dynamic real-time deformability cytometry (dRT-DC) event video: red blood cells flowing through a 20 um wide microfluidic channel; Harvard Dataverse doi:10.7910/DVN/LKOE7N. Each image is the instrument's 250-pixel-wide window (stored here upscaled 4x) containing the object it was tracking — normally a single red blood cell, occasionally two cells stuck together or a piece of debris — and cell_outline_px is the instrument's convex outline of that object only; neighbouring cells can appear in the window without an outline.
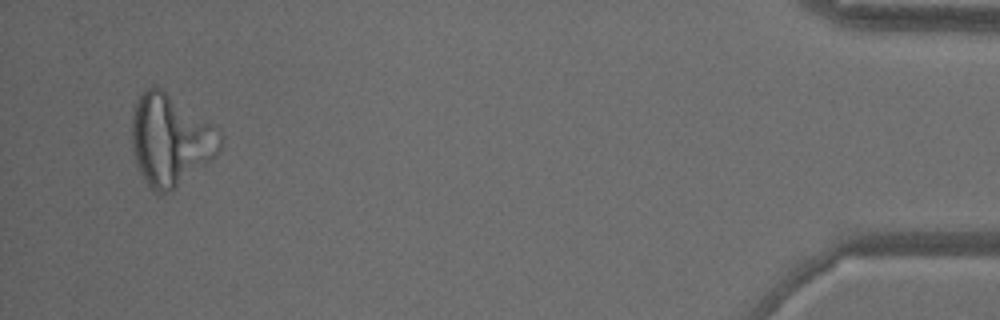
{"species": "common noctule bat (a hibernating species)", "species_latin": "Nyctalus noctula", "temperature_condition": "warm", "stored_images_in_passage": 55, "segment_of_instrument_passage": [2, 2], "camera_frame_rate_fps": 3000, "um_per_image_px": 0.085, "animal": {"sex": "male", "body_mass_g": 18.8}, "frame": {"image": 1, "passage_image": 53, "time_ms": 17.333, "image_size_px": [1000, 320], "cell_outline_px": [[224, 136], [220, 148], [216, 156], [176, 188], [168, 192], [152, 192], [144, 180], [136, 164], [132, 144], [132, 116], [136, 100], [144, 88], [160, 88]], "centroid_in_image_um": [14.44, 11.95], "position_along_channel_um": 420.8, "area_um2": 46.01}}